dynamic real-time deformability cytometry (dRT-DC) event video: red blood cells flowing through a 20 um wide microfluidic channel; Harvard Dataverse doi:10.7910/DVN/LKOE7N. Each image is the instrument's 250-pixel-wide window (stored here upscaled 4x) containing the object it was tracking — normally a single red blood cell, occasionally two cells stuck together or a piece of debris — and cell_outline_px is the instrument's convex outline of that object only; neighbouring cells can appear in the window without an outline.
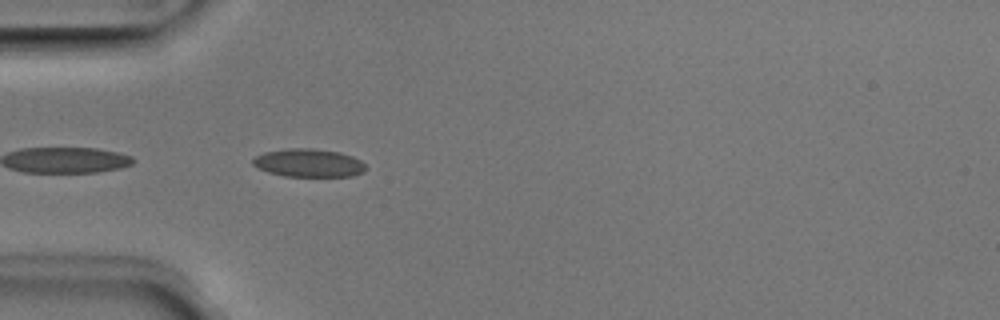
{"species": "Egyptian fruit bat (a non-hibernating species)", "species_latin": "Rousettus aegyptiacus", "temperature_condition": "room temperature", "stored_images_in_passage": 5, "camera_frame_rate_fps": 3000, "um_per_image_px": 0.085, "animal": {"sex": "male"}, "frame": {"image": 1, "passage_image": 1, "time_ms": 0.0, "image_size_px": [1000, 320], "cell_outline_px": [[368, 168], [364, 172], [352, 176], [284, 176], [268, 172], [252, 164], [252, 160], [256, 156], [264, 152], [288, 148], [312, 148], [340, 152], [352, 156], [360, 160]], "centroid_in_image_um": [26.26, 13.84], "position_along_channel_um": 58.7, "area_um2": 18.55}}